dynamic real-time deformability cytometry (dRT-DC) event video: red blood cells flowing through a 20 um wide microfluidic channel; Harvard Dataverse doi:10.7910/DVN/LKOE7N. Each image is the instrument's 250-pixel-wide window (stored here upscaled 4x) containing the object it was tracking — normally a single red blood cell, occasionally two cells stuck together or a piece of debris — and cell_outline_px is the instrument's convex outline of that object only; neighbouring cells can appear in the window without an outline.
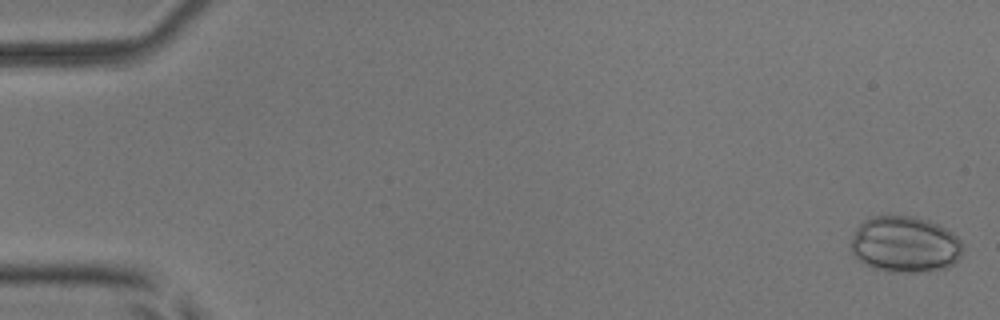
{"species": "common noctule bat (a hibernating species)", "species_latin": "Nyctalus noctula", "temperature_condition": "room temperature", "stored_images_in_passage": 5, "camera_frame_rate_fps": 3000, "um_per_image_px": 0.085, "animal": {"sex": "male", "body_mass_g": 17.9, "forearm_length_mm": 54.2}, "frame": {"image": 1, "passage_image": 1, "time_ms": 0.0, "image_size_px": [1000, 320], "cell_outline_px": [[964, 248], [960, 256], [948, 268], [928, 272], [888, 272], [872, 268], [864, 264], [852, 252], [852, 236], [856, 228], [864, 220], [872, 216], [912, 216], [928, 220], [952, 232], [960, 240]], "centroid_in_image_um": [76.93, 20.79], "position_along_channel_um": 8.1, "area_um2": 36.82}}